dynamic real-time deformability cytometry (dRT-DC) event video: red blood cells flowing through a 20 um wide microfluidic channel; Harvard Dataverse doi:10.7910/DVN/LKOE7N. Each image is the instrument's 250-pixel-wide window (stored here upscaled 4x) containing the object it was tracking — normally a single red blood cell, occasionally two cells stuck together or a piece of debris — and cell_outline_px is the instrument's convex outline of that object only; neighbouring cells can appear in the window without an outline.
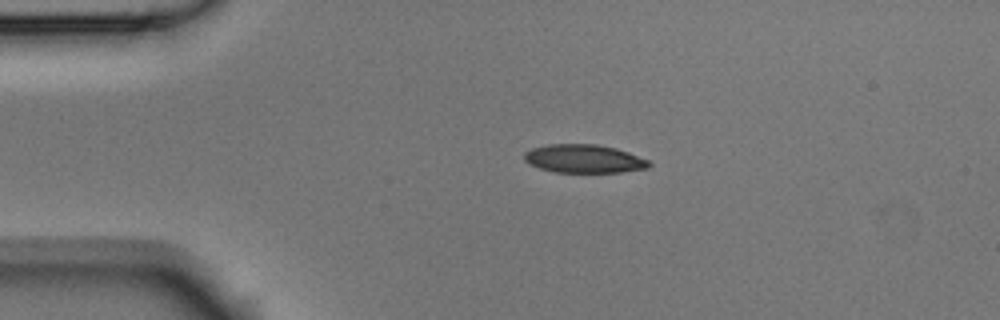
{"species": "Egyptian fruit bat (a non-hibernating species)", "species_latin": "Rousettus aegyptiacus", "temperature_condition": "room temperature", "stored_images_in_passage": 1, "camera_frame_rate_fps": 3000, "um_per_image_px": 0.085, "animal": {"sex": "male"}, "frame": {"image": 1, "passage_image": 1, "time_ms": 0.0, "image_size_px": [1000, 320], "cell_outline_px": [[652, 164], [648, 168], [620, 172], [556, 172], [540, 168], [528, 164], [524, 160], [524, 152], [532, 148], [548, 144], [596, 144], [616, 148], [628, 152], [648, 160]], "centroid_in_image_um": [49.62, 13.49], "position_along_channel_um": 35.4, "area_um2": 20.63}}